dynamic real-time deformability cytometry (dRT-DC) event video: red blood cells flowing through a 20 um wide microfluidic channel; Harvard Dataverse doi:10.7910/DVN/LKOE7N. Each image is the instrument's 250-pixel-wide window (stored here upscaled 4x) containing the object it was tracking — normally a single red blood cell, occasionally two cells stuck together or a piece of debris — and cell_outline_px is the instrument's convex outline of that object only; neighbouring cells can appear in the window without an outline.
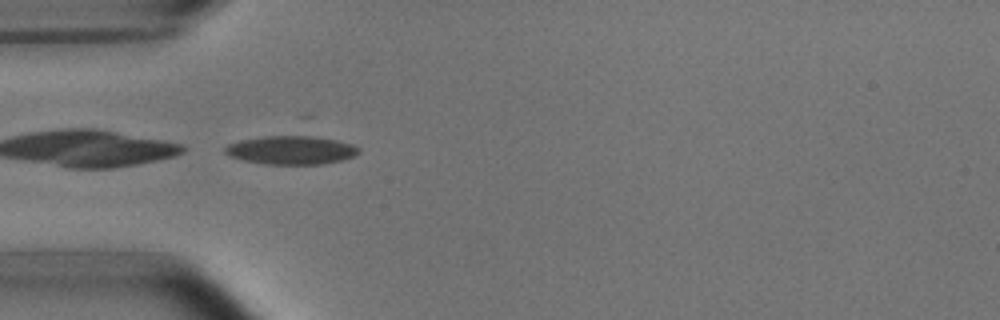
{"species": "common noctule bat (a hibernating species)", "species_latin": "Nyctalus noctula", "temperature_condition": "room temperature", "stored_images_in_passage": 5, "camera_frame_rate_fps": 3000, "um_per_image_px": 0.085, "animal": {"sex": "male", "body_mass_g": 15.6}, "frame": {"image": 1, "passage_image": 4, "time_ms": 4.333, "image_size_px": [1000, 320], "cell_outline_px": [[360, 152], [352, 156], [340, 160], [324, 164], [264, 164], [244, 160], [228, 156], [224, 152], [224, 148], [228, 144], [240, 140], [264, 136], [300, 132], [336, 140], [352, 144], [360, 148]], "centroid_in_image_um": [24.74, 12.71], "position_along_channel_um": 60.3, "area_um2": 23.0}}